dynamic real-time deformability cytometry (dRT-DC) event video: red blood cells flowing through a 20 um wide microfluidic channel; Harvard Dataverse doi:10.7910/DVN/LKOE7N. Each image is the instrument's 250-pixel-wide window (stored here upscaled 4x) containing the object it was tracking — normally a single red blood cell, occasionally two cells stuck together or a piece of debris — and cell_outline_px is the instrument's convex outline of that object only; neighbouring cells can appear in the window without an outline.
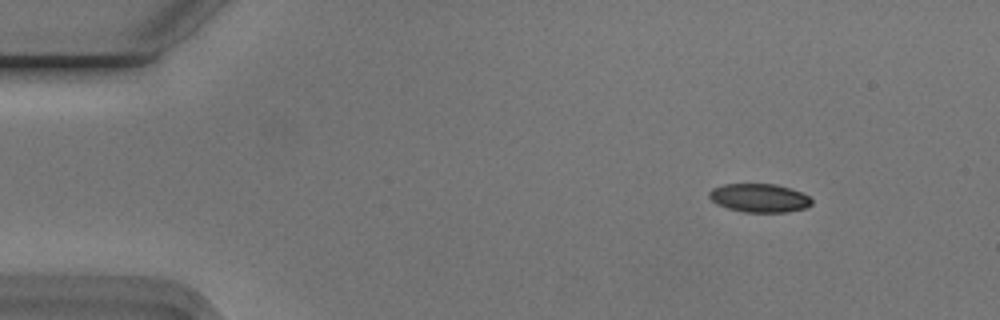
{"species": "Egyptian fruit bat (a non-hibernating species)", "species_latin": "Rousettus aegyptiacus", "temperature_condition": "cold", "stored_images_in_passage": 3, "camera_frame_rate_fps": 3000, "um_per_image_px": 0.085, "animal": {"sex": "male"}, "frame": {"image": 1, "passage_image": 1, "time_ms": 0.0, "image_size_px": [1000, 320], "cell_outline_px": [[812, 204], [808, 208], [788, 212], [744, 212], [728, 208], [716, 204], [708, 196], [708, 192], [712, 188], [724, 184], [776, 184], [792, 188], [808, 196], [812, 200]], "centroid_in_image_um": [64.56, 16.83], "position_along_channel_um": 20.4, "area_um2": 17.22}}